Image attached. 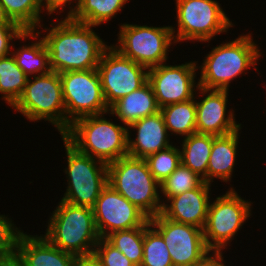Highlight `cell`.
I'll use <instances>...</instances> for the list:
<instances>
[{
    "label": "cell",
    "instance_id": "obj_7",
    "mask_svg": "<svg viewBox=\"0 0 266 266\" xmlns=\"http://www.w3.org/2000/svg\"><path fill=\"white\" fill-rule=\"evenodd\" d=\"M62 140L67 154L68 167L65 173L68 186L61 200L92 208L108 184L107 164L81 153L63 136Z\"/></svg>",
    "mask_w": 266,
    "mask_h": 266
},
{
    "label": "cell",
    "instance_id": "obj_25",
    "mask_svg": "<svg viewBox=\"0 0 266 266\" xmlns=\"http://www.w3.org/2000/svg\"><path fill=\"white\" fill-rule=\"evenodd\" d=\"M17 66L29 77L30 75H44L50 73L49 51L45 41L40 39L29 46H21L11 53Z\"/></svg>",
    "mask_w": 266,
    "mask_h": 266
},
{
    "label": "cell",
    "instance_id": "obj_18",
    "mask_svg": "<svg viewBox=\"0 0 266 266\" xmlns=\"http://www.w3.org/2000/svg\"><path fill=\"white\" fill-rule=\"evenodd\" d=\"M129 128L137 130L135 139L130 138L128 130V155L131 157L146 159L149 155L171 146L164 117L160 111L138 120Z\"/></svg>",
    "mask_w": 266,
    "mask_h": 266
},
{
    "label": "cell",
    "instance_id": "obj_17",
    "mask_svg": "<svg viewBox=\"0 0 266 266\" xmlns=\"http://www.w3.org/2000/svg\"><path fill=\"white\" fill-rule=\"evenodd\" d=\"M209 183L202 182L197 188L170 197L164 203L161 214L170 220L204 229L210 203Z\"/></svg>",
    "mask_w": 266,
    "mask_h": 266
},
{
    "label": "cell",
    "instance_id": "obj_11",
    "mask_svg": "<svg viewBox=\"0 0 266 266\" xmlns=\"http://www.w3.org/2000/svg\"><path fill=\"white\" fill-rule=\"evenodd\" d=\"M251 206V203L242 199L233 188L216 197L213 203H209L203 233L206 245L211 251H222L227 247L250 217Z\"/></svg>",
    "mask_w": 266,
    "mask_h": 266
},
{
    "label": "cell",
    "instance_id": "obj_1",
    "mask_svg": "<svg viewBox=\"0 0 266 266\" xmlns=\"http://www.w3.org/2000/svg\"><path fill=\"white\" fill-rule=\"evenodd\" d=\"M91 25L66 18L42 37L49 51L51 70L57 73L97 69L101 55L108 47Z\"/></svg>",
    "mask_w": 266,
    "mask_h": 266
},
{
    "label": "cell",
    "instance_id": "obj_13",
    "mask_svg": "<svg viewBox=\"0 0 266 266\" xmlns=\"http://www.w3.org/2000/svg\"><path fill=\"white\" fill-rule=\"evenodd\" d=\"M150 225L163 237L173 266H193L211 252L203 229L167 219L161 213L150 218Z\"/></svg>",
    "mask_w": 266,
    "mask_h": 266
},
{
    "label": "cell",
    "instance_id": "obj_24",
    "mask_svg": "<svg viewBox=\"0 0 266 266\" xmlns=\"http://www.w3.org/2000/svg\"><path fill=\"white\" fill-rule=\"evenodd\" d=\"M129 0H80L70 17L75 22L98 26L113 18Z\"/></svg>",
    "mask_w": 266,
    "mask_h": 266
},
{
    "label": "cell",
    "instance_id": "obj_38",
    "mask_svg": "<svg viewBox=\"0 0 266 266\" xmlns=\"http://www.w3.org/2000/svg\"><path fill=\"white\" fill-rule=\"evenodd\" d=\"M0 26H20L13 22L11 18L6 14L4 7L0 4Z\"/></svg>",
    "mask_w": 266,
    "mask_h": 266
},
{
    "label": "cell",
    "instance_id": "obj_12",
    "mask_svg": "<svg viewBox=\"0 0 266 266\" xmlns=\"http://www.w3.org/2000/svg\"><path fill=\"white\" fill-rule=\"evenodd\" d=\"M146 69L123 56L113 46H108L104 50L97 70L108 108L148 81V69Z\"/></svg>",
    "mask_w": 266,
    "mask_h": 266
},
{
    "label": "cell",
    "instance_id": "obj_14",
    "mask_svg": "<svg viewBox=\"0 0 266 266\" xmlns=\"http://www.w3.org/2000/svg\"><path fill=\"white\" fill-rule=\"evenodd\" d=\"M92 210L100 238H106L115 231L141 227L150 222V218L142 210L109 184L100 193Z\"/></svg>",
    "mask_w": 266,
    "mask_h": 266
},
{
    "label": "cell",
    "instance_id": "obj_20",
    "mask_svg": "<svg viewBox=\"0 0 266 266\" xmlns=\"http://www.w3.org/2000/svg\"><path fill=\"white\" fill-rule=\"evenodd\" d=\"M159 111L153 88L148 81L109 108L110 114L117 116L127 128L138 120Z\"/></svg>",
    "mask_w": 266,
    "mask_h": 266
},
{
    "label": "cell",
    "instance_id": "obj_29",
    "mask_svg": "<svg viewBox=\"0 0 266 266\" xmlns=\"http://www.w3.org/2000/svg\"><path fill=\"white\" fill-rule=\"evenodd\" d=\"M140 266H173L163 237L150 225H144L143 259Z\"/></svg>",
    "mask_w": 266,
    "mask_h": 266
},
{
    "label": "cell",
    "instance_id": "obj_19",
    "mask_svg": "<svg viewBox=\"0 0 266 266\" xmlns=\"http://www.w3.org/2000/svg\"><path fill=\"white\" fill-rule=\"evenodd\" d=\"M17 251L25 266H75L76 256L52 245L44 236L21 233Z\"/></svg>",
    "mask_w": 266,
    "mask_h": 266
},
{
    "label": "cell",
    "instance_id": "obj_26",
    "mask_svg": "<svg viewBox=\"0 0 266 266\" xmlns=\"http://www.w3.org/2000/svg\"><path fill=\"white\" fill-rule=\"evenodd\" d=\"M28 76L17 66L14 57L0 58V93L9 106H13L21 97Z\"/></svg>",
    "mask_w": 266,
    "mask_h": 266
},
{
    "label": "cell",
    "instance_id": "obj_15",
    "mask_svg": "<svg viewBox=\"0 0 266 266\" xmlns=\"http://www.w3.org/2000/svg\"><path fill=\"white\" fill-rule=\"evenodd\" d=\"M196 65L195 61L175 66L163 63L148 69L159 108L194 98Z\"/></svg>",
    "mask_w": 266,
    "mask_h": 266
},
{
    "label": "cell",
    "instance_id": "obj_31",
    "mask_svg": "<svg viewBox=\"0 0 266 266\" xmlns=\"http://www.w3.org/2000/svg\"><path fill=\"white\" fill-rule=\"evenodd\" d=\"M180 149L171 145L168 148L149 155L145 160L153 177L163 182L181 164Z\"/></svg>",
    "mask_w": 266,
    "mask_h": 266
},
{
    "label": "cell",
    "instance_id": "obj_4",
    "mask_svg": "<svg viewBox=\"0 0 266 266\" xmlns=\"http://www.w3.org/2000/svg\"><path fill=\"white\" fill-rule=\"evenodd\" d=\"M107 173L108 184L149 218L161 213L160 183L151 174L145 159L121 157L107 165Z\"/></svg>",
    "mask_w": 266,
    "mask_h": 266
},
{
    "label": "cell",
    "instance_id": "obj_3",
    "mask_svg": "<svg viewBox=\"0 0 266 266\" xmlns=\"http://www.w3.org/2000/svg\"><path fill=\"white\" fill-rule=\"evenodd\" d=\"M100 115L74 120L62 135L81 153L110 164L128 155V128Z\"/></svg>",
    "mask_w": 266,
    "mask_h": 266
},
{
    "label": "cell",
    "instance_id": "obj_10",
    "mask_svg": "<svg viewBox=\"0 0 266 266\" xmlns=\"http://www.w3.org/2000/svg\"><path fill=\"white\" fill-rule=\"evenodd\" d=\"M215 0H176L177 34L175 42L191 40L208 42L233 27Z\"/></svg>",
    "mask_w": 266,
    "mask_h": 266
},
{
    "label": "cell",
    "instance_id": "obj_28",
    "mask_svg": "<svg viewBox=\"0 0 266 266\" xmlns=\"http://www.w3.org/2000/svg\"><path fill=\"white\" fill-rule=\"evenodd\" d=\"M136 266L143 259L144 225L129 230L115 231L105 238Z\"/></svg>",
    "mask_w": 266,
    "mask_h": 266
},
{
    "label": "cell",
    "instance_id": "obj_23",
    "mask_svg": "<svg viewBox=\"0 0 266 266\" xmlns=\"http://www.w3.org/2000/svg\"><path fill=\"white\" fill-rule=\"evenodd\" d=\"M167 131L185 137L197 133L196 129V103L195 97L160 108Z\"/></svg>",
    "mask_w": 266,
    "mask_h": 266
},
{
    "label": "cell",
    "instance_id": "obj_33",
    "mask_svg": "<svg viewBox=\"0 0 266 266\" xmlns=\"http://www.w3.org/2000/svg\"><path fill=\"white\" fill-rule=\"evenodd\" d=\"M22 231L15 228L9 218L0 215V256L8 255L17 250V243Z\"/></svg>",
    "mask_w": 266,
    "mask_h": 266
},
{
    "label": "cell",
    "instance_id": "obj_34",
    "mask_svg": "<svg viewBox=\"0 0 266 266\" xmlns=\"http://www.w3.org/2000/svg\"><path fill=\"white\" fill-rule=\"evenodd\" d=\"M39 34L40 31L35 34V31H25L21 26H0V58L11 55L10 41L27 40L28 37L37 39Z\"/></svg>",
    "mask_w": 266,
    "mask_h": 266
},
{
    "label": "cell",
    "instance_id": "obj_2",
    "mask_svg": "<svg viewBox=\"0 0 266 266\" xmlns=\"http://www.w3.org/2000/svg\"><path fill=\"white\" fill-rule=\"evenodd\" d=\"M46 230L43 236L52 245L78 259L91 258L100 239L92 208L63 200L53 211Z\"/></svg>",
    "mask_w": 266,
    "mask_h": 266
},
{
    "label": "cell",
    "instance_id": "obj_21",
    "mask_svg": "<svg viewBox=\"0 0 266 266\" xmlns=\"http://www.w3.org/2000/svg\"><path fill=\"white\" fill-rule=\"evenodd\" d=\"M239 131L214 136L212 135V149L207 166V183L214 182V178L227 182L231 180L236 160Z\"/></svg>",
    "mask_w": 266,
    "mask_h": 266
},
{
    "label": "cell",
    "instance_id": "obj_6",
    "mask_svg": "<svg viewBox=\"0 0 266 266\" xmlns=\"http://www.w3.org/2000/svg\"><path fill=\"white\" fill-rule=\"evenodd\" d=\"M28 78L24 91L12 106L30 121L47 120L60 132H66V110L59 73L51 71Z\"/></svg>",
    "mask_w": 266,
    "mask_h": 266
},
{
    "label": "cell",
    "instance_id": "obj_30",
    "mask_svg": "<svg viewBox=\"0 0 266 266\" xmlns=\"http://www.w3.org/2000/svg\"><path fill=\"white\" fill-rule=\"evenodd\" d=\"M203 179L192 172L182 163L171 173V175L160 183V189L165 198L184 193L197 188Z\"/></svg>",
    "mask_w": 266,
    "mask_h": 266
},
{
    "label": "cell",
    "instance_id": "obj_36",
    "mask_svg": "<svg viewBox=\"0 0 266 266\" xmlns=\"http://www.w3.org/2000/svg\"><path fill=\"white\" fill-rule=\"evenodd\" d=\"M213 255L209 253L201 259L199 262L195 263L193 266H226L224 265L222 252L221 251H213Z\"/></svg>",
    "mask_w": 266,
    "mask_h": 266
},
{
    "label": "cell",
    "instance_id": "obj_22",
    "mask_svg": "<svg viewBox=\"0 0 266 266\" xmlns=\"http://www.w3.org/2000/svg\"><path fill=\"white\" fill-rule=\"evenodd\" d=\"M181 163L207 183V166L212 149L211 134H191L182 141Z\"/></svg>",
    "mask_w": 266,
    "mask_h": 266
},
{
    "label": "cell",
    "instance_id": "obj_39",
    "mask_svg": "<svg viewBox=\"0 0 266 266\" xmlns=\"http://www.w3.org/2000/svg\"><path fill=\"white\" fill-rule=\"evenodd\" d=\"M75 266H98L92 258L89 259H79Z\"/></svg>",
    "mask_w": 266,
    "mask_h": 266
},
{
    "label": "cell",
    "instance_id": "obj_5",
    "mask_svg": "<svg viewBox=\"0 0 266 266\" xmlns=\"http://www.w3.org/2000/svg\"><path fill=\"white\" fill-rule=\"evenodd\" d=\"M260 57L261 52L251 34L216 46L202 63L198 86L209 90H229V83L251 66H256Z\"/></svg>",
    "mask_w": 266,
    "mask_h": 266
},
{
    "label": "cell",
    "instance_id": "obj_37",
    "mask_svg": "<svg viewBox=\"0 0 266 266\" xmlns=\"http://www.w3.org/2000/svg\"><path fill=\"white\" fill-rule=\"evenodd\" d=\"M0 266H25L20 253L15 252L0 256Z\"/></svg>",
    "mask_w": 266,
    "mask_h": 266
},
{
    "label": "cell",
    "instance_id": "obj_32",
    "mask_svg": "<svg viewBox=\"0 0 266 266\" xmlns=\"http://www.w3.org/2000/svg\"><path fill=\"white\" fill-rule=\"evenodd\" d=\"M98 266H136L105 238H100L91 257Z\"/></svg>",
    "mask_w": 266,
    "mask_h": 266
},
{
    "label": "cell",
    "instance_id": "obj_27",
    "mask_svg": "<svg viewBox=\"0 0 266 266\" xmlns=\"http://www.w3.org/2000/svg\"><path fill=\"white\" fill-rule=\"evenodd\" d=\"M0 4L11 20L25 31H36V28L43 27L40 24L43 12L41 0H0Z\"/></svg>",
    "mask_w": 266,
    "mask_h": 266
},
{
    "label": "cell",
    "instance_id": "obj_35",
    "mask_svg": "<svg viewBox=\"0 0 266 266\" xmlns=\"http://www.w3.org/2000/svg\"><path fill=\"white\" fill-rule=\"evenodd\" d=\"M72 1L73 0H41V4H42V7L45 8L49 14H52L53 12H56V10H58V9H62V10H60V12L61 11L63 12V8L66 7L65 5L67 3H69L71 5ZM79 1L80 0H77V2L75 3L76 4L75 8L71 7V6L69 7L70 11L68 12L66 18H70L76 12V10L78 8Z\"/></svg>",
    "mask_w": 266,
    "mask_h": 266
},
{
    "label": "cell",
    "instance_id": "obj_16",
    "mask_svg": "<svg viewBox=\"0 0 266 266\" xmlns=\"http://www.w3.org/2000/svg\"><path fill=\"white\" fill-rule=\"evenodd\" d=\"M196 89L203 95L208 93L200 102L195 100L197 133L223 136L241 129V124L235 122L234 110L230 109L229 115L226 114L228 90H209L199 87L198 84Z\"/></svg>",
    "mask_w": 266,
    "mask_h": 266
},
{
    "label": "cell",
    "instance_id": "obj_8",
    "mask_svg": "<svg viewBox=\"0 0 266 266\" xmlns=\"http://www.w3.org/2000/svg\"><path fill=\"white\" fill-rule=\"evenodd\" d=\"M173 34L175 29L172 26L122 24L117 43L119 46L113 47L123 56L149 69L166 62L169 46L176 43Z\"/></svg>",
    "mask_w": 266,
    "mask_h": 266
},
{
    "label": "cell",
    "instance_id": "obj_9",
    "mask_svg": "<svg viewBox=\"0 0 266 266\" xmlns=\"http://www.w3.org/2000/svg\"><path fill=\"white\" fill-rule=\"evenodd\" d=\"M66 110V131L70 124L83 116L109 112L97 69L60 73Z\"/></svg>",
    "mask_w": 266,
    "mask_h": 266
}]
</instances>
